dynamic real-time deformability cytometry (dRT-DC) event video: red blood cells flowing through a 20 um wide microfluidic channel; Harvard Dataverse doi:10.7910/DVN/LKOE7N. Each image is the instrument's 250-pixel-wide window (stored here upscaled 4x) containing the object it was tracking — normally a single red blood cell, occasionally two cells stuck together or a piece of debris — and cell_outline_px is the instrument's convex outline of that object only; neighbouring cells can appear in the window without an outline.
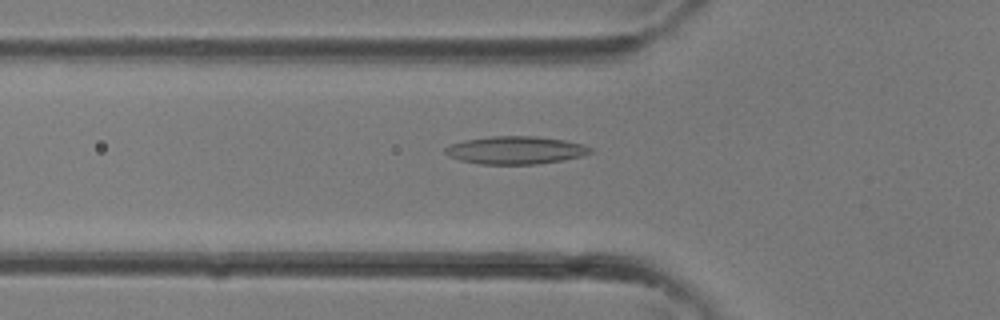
{"species": "common noctule bat (a hibernating species)", "species_latin": "Nyctalus noctula", "temperature_condition": "room temperature", "stored_images_in_passage": 24, "camera_frame_rate_fps": 3000, "um_per_image_px": 0.085, "animal": {"sex": "female"}, "frame": {"image": 1, "passage_image": 2, "time_ms": 0.333, "image_size_px": [1000, 320], "cell_outline_px": [[596, 152], [580, 156], [560, 160], [536, 164], [480, 164], [460, 160], [448, 156], [444, 152], [444, 148], [452, 144], [464, 140], [492, 136], [536, 136], [564, 140], [584, 144], [592, 148]], "centroid_in_image_um": [43.83, 12.76], "position_along_channel_um": 82.0, "area_um2": 23.52}}
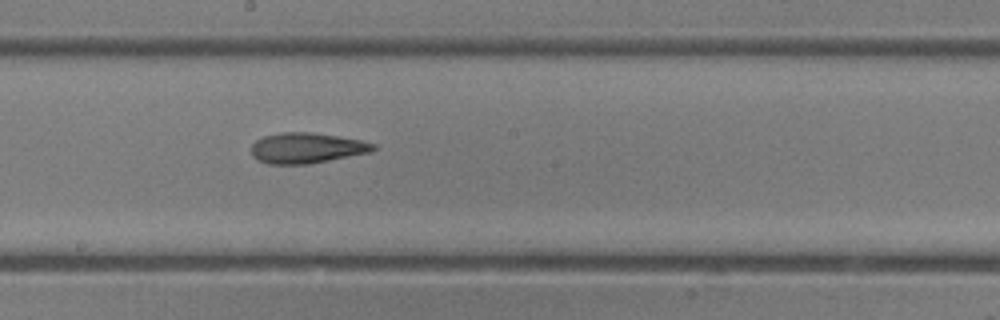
{"frame": {"image": 2, "passage_image": 9, "time_ms": 2.667, "image_size_px": [1000, 320], "cell_outline_px": [[376, 148], [372, 152], [308, 164], [268, 164], [256, 160], [252, 156], [252, 144], [256, 140], [264, 136], [280, 132], [308, 132], [336, 136], [360, 140], [376, 144]], "centroid_in_image_um": [26.04, 12.59], "position_along_channel_um": 222.2, "area_um2": 21.68}}
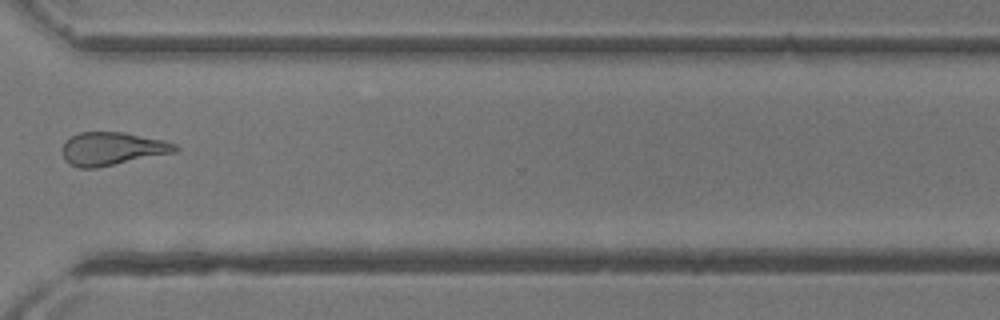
{"frame": {"image": 3, "passage_image": 16, "time_ms": 5.0, "image_size_px": [1000, 320], "cell_outline_px": [[180, 148], [176, 152], [96, 168], [80, 168], [68, 164], [64, 160], [60, 148], [64, 140], [80, 132], [124, 132], [164, 140], [176, 144]], "centroid_in_image_um": [9.49, 12.64], "position_along_channel_um": 361.1, "area_um2": 22.08}}